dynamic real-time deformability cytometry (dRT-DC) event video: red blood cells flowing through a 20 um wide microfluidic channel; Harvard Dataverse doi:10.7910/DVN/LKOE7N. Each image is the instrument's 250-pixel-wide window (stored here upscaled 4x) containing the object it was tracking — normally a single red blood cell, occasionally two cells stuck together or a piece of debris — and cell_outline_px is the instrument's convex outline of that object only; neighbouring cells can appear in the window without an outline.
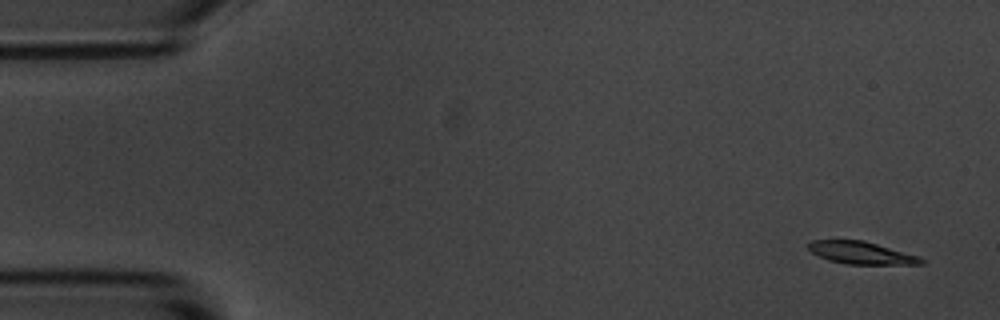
{"species": "common noctule bat (a hibernating species)", "species_latin": "Nyctalus noctula", "temperature_condition": "room temperature", "stored_images_in_passage": 4, "camera_frame_rate_fps": 3000, "um_per_image_px": 0.085, "animal": {"sex": "male", "body_mass_g": 20.1, "forearm_length_mm": 53.5}, "frame": {"image": 1, "passage_image": 1, "time_ms": 0.0, "image_size_px": [1000, 320], "cell_outline_px": [[924, 264], [848, 264], [828, 260], [812, 252], [808, 248], [808, 244], [812, 240], [864, 240], [920, 256], [924, 260]], "centroid_in_image_um": [73.24, 21.49], "position_along_channel_um": 11.8, "area_um2": 14.68}}
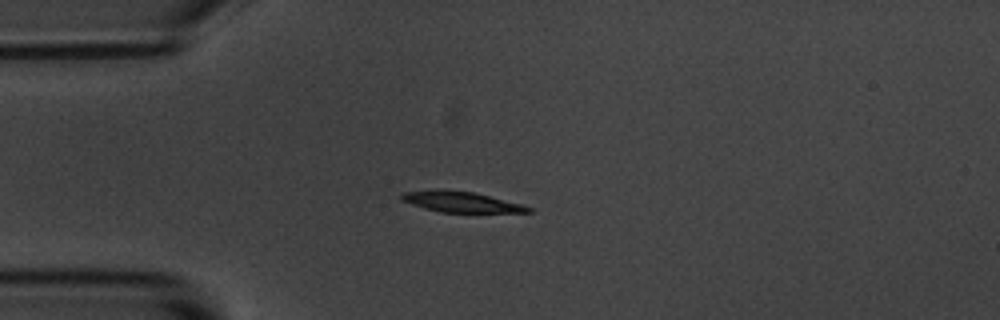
{"frame": {"image": 2, "passage_image": 4, "time_ms": 3.667, "image_size_px": [1000, 320], "cell_outline_px": [[532, 212], [440, 212], [424, 208], [400, 200], [400, 196], [404, 192], [476, 192], [524, 204], [532, 208]], "centroid_in_image_um": [39.33, 17.2], "position_along_channel_um": 45.7, "area_um2": 14.51}}